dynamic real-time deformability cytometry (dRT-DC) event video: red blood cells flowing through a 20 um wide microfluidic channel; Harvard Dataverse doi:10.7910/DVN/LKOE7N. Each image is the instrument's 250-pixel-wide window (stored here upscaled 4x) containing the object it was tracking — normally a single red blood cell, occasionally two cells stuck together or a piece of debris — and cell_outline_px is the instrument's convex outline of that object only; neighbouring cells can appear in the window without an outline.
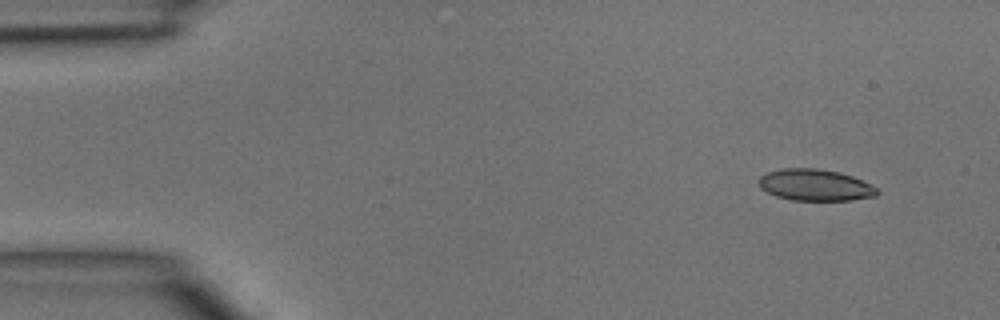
{"species": "common noctule bat (a hibernating species)", "species_latin": "Nyctalus noctula", "temperature_condition": "room temperature", "stored_images_in_passage": 3, "camera_frame_rate_fps": 3000, "um_per_image_px": 0.085, "animal": {"sex": "male", "body_mass_g": 15.6}, "frame": {"image": 1, "passage_image": 1, "time_ms": 0.0, "image_size_px": [1000, 320], "cell_outline_px": [[880, 192], [876, 196], [852, 200], [792, 200], [776, 196], [760, 188], [760, 176], [768, 172], [784, 168], [816, 168], [840, 172], [852, 176], [872, 184], [880, 188]], "centroid_in_image_um": [69.35, 15.73], "position_along_channel_um": 15.6, "area_um2": 21.85}}
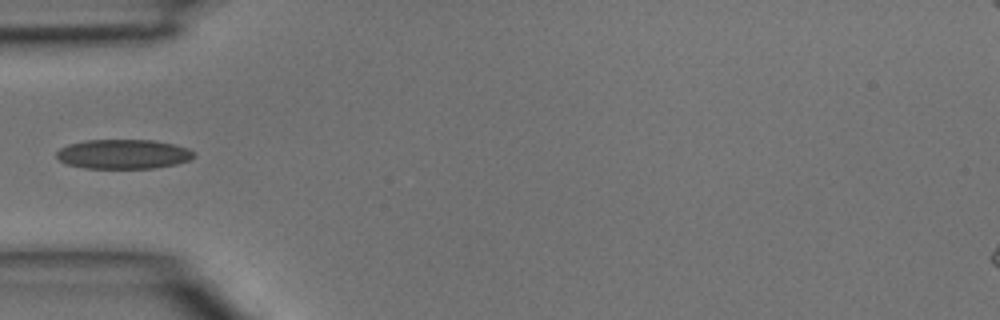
{"frame": {"image": 2, "passage_image": 3, "time_ms": 0.667, "image_size_px": [1000, 320], "cell_outline_px": [[196, 156], [188, 160], [176, 164], [152, 168], [84, 168], [68, 164], [60, 160], [56, 156], [56, 152], [60, 148], [68, 144], [84, 140], [152, 140], [172, 144], [188, 148], [196, 152]], "centroid_in_image_um": [10.48, 13.09], "position_along_channel_um": 74.5, "area_um2": 23.58}}